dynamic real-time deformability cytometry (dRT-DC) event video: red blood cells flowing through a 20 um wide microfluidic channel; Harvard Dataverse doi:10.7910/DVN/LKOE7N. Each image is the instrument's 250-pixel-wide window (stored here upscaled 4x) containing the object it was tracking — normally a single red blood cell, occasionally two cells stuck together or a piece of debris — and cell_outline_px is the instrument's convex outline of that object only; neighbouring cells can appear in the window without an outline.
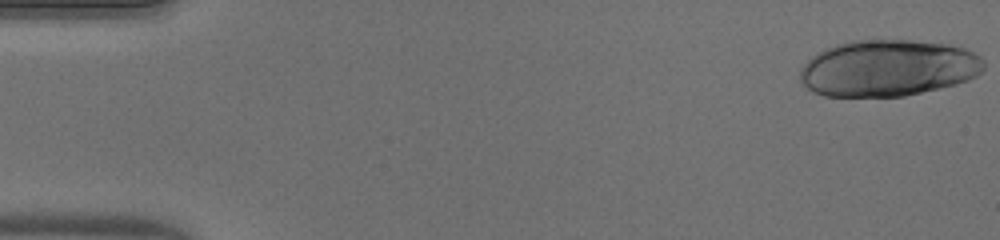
{"species": "human", "species_latin": "Homo sapiens", "temperature_condition": "warm", "stored_images_in_passage": 49, "camera_frame_rate_fps": 3000, "um_per_image_px": 0.085, "donor": {"sex": "male"}, "frame": {"image": 1, "passage_image": 1, "time_ms": 0.0, "image_size_px": [1000, 240], "cell_outline_px": [[984, 68], [976, 76], [968, 80], [956, 84], [940, 88], [904, 96], [824, 96], [812, 92], [800, 80], [800, 68], [812, 56], [824, 48], [836, 44], [852, 40], [912, 40], [948, 44], [964, 48], [980, 56], [984, 60]], "centroid_in_image_um": [75.48, 5.78], "position_along_channel_um": 9.5, "area_um2": 60.75}}
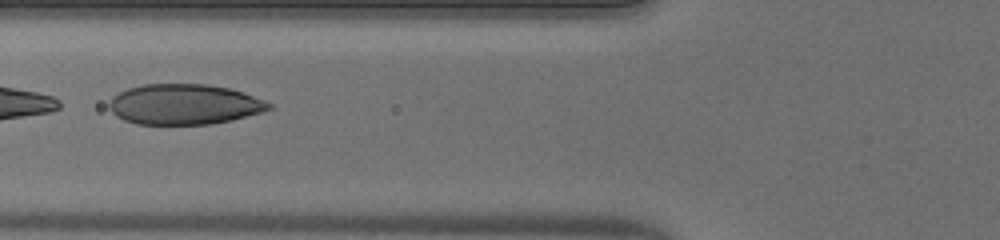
{"frame": {"image": 2, "passage_image": 20, "time_ms": 6.333, "image_size_px": [1000, 240], "cell_outline_px": [[272, 108], [260, 112], [232, 120], [212, 124], [136, 124], [124, 120], [116, 116], [108, 108], [108, 104], [112, 96], [128, 88], [144, 84], [208, 84], [228, 88], [264, 100], [272, 104]], "centroid_in_image_um": [15.61, 8.87], "position_along_channel_um": 110.2, "area_um2": 37.51}}
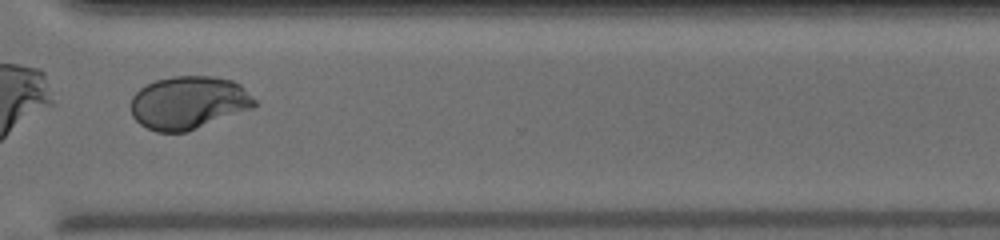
{"frame": {"image": 3, "passage_image": 38, "time_ms": 12.333, "image_size_px": [1000, 240], "cell_outline_px": [[256, 104], [252, 108], [184, 132], [156, 132], [140, 124], [132, 116], [132, 96], [140, 88], [156, 80], [172, 76], [212, 76], [232, 80], [240, 84], [256, 100]], "centroid_in_image_um": [16.02, 8.71], "position_along_channel_um": 354.6, "area_um2": 37.8}, "authors_computed_cell_mechanics": {"area_um2": 40.9802, "velocity_mm_per_s": 4.0848, "shape_relaxation_time_tau1_ms": 11.1607, "shape_relaxation_time_tau2_ms": null, "deformation_change_tau1": 0.3141, "deformation_change_tau2": null}}